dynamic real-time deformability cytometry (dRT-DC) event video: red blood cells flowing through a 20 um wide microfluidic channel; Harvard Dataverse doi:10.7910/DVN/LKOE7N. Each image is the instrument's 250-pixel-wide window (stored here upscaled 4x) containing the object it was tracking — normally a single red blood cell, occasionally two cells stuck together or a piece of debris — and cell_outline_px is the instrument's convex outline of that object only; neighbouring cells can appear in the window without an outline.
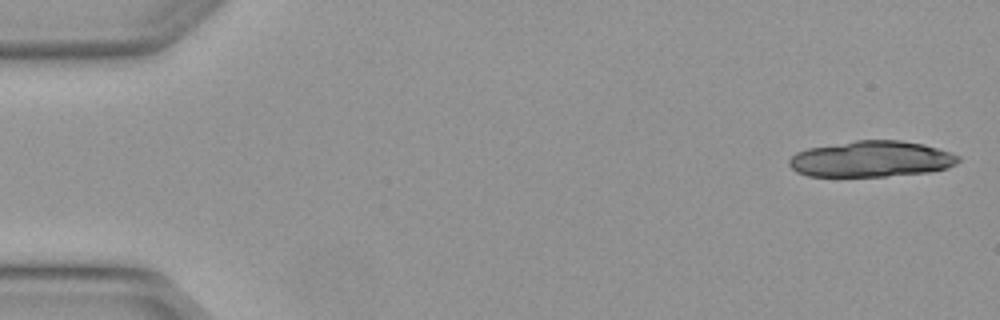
{"species": "Egyptian fruit bat (a non-hibernating species)", "species_latin": "Rousettus aegyptiacus", "temperature_condition": "warm", "stored_images_in_passage": 7, "camera_frame_rate_fps": 3000, "um_per_image_px": 0.085, "animal": {"sex": "female"}, "frame": {"image": 1, "passage_image": 1, "time_ms": 0.0, "image_size_px": [1000, 320], "cell_outline_px": [[960, 160], [956, 164], [948, 168], [928, 172], [884, 176], [808, 176], [796, 172], [788, 164], [788, 160], [796, 152], [808, 148], [856, 140], [900, 140], [924, 144], [960, 156]], "centroid_in_image_um": [74.05, 13.51], "position_along_channel_um": 11.0, "area_um2": 35.49}}
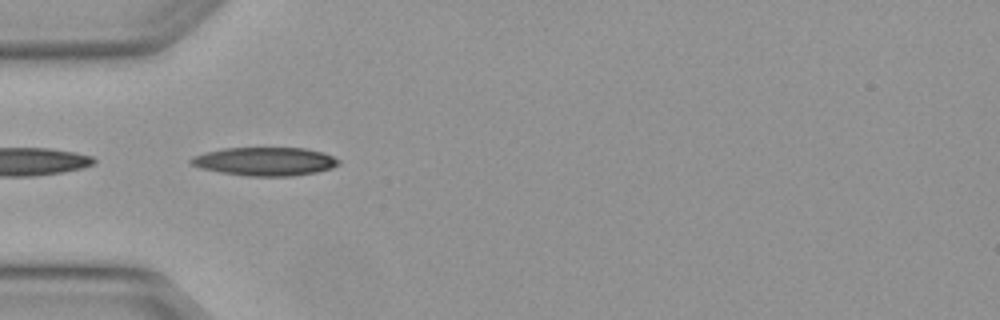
{"frame": {"image": 2, "passage_image": 5, "time_ms": 1.333, "image_size_px": [1000, 320], "cell_outline_px": [[340, 164], [332, 168], [316, 172], [292, 176], [248, 176], [220, 172], [200, 168], [188, 164], [188, 160], [192, 156], [204, 152], [224, 148], [304, 148], [324, 152], [340, 160]], "centroid_in_image_um": [22.49, 13.72], "position_along_channel_um": 62.5, "area_um2": 24.68}}
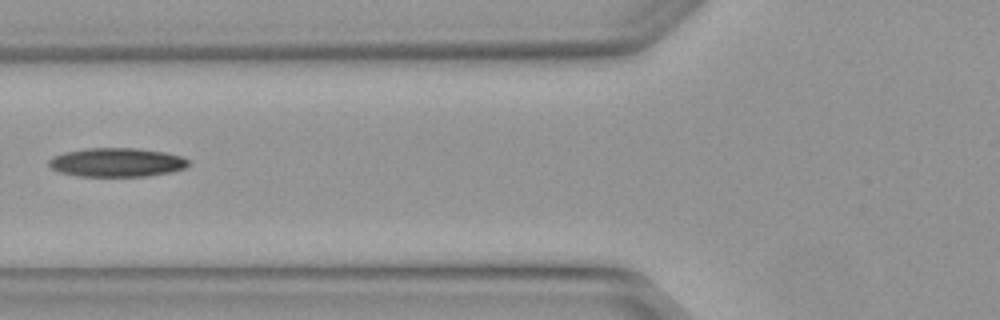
{"frame": {"image": 3, "passage_image": 6, "time_ms": 1.667, "image_size_px": [1000, 320], "cell_outline_px": [[192, 164], [188, 168], [172, 172], [148, 176], [80, 176], [60, 172], [52, 168], [48, 164], [48, 160], [52, 156], [64, 152], [88, 148], [136, 148], [164, 152], [184, 156], [192, 160]], "centroid_in_image_um": [10.02, 13.8], "position_along_channel_um": 115.8, "area_um2": 23.87}}